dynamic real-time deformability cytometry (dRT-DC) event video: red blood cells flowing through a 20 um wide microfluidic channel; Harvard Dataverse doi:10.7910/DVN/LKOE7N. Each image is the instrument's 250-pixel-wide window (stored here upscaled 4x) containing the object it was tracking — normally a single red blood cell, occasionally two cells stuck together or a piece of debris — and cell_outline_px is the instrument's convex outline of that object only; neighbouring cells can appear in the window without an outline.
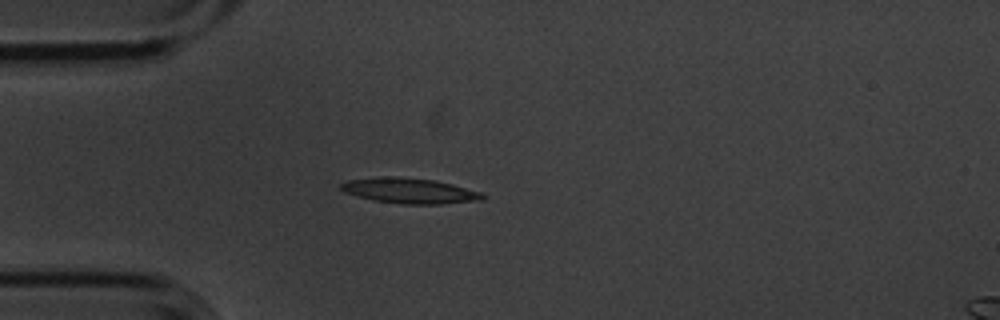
{"species": "common noctule bat (a hibernating species)", "species_latin": "Nyctalus noctula", "temperature_condition": "cold", "stored_images_in_passage": 2, "camera_frame_rate_fps": 3000, "um_per_image_px": 0.085, "animal": {"sex": "male", "body_mass_g": 20.1, "forearm_length_mm": 53.5}, "frame": {"image": 1, "passage_image": 1, "time_ms": 0.0, "image_size_px": [1000, 320], "cell_outline_px": [[488, 196], [484, 200], [440, 204], [400, 204], [372, 200], [344, 192], [340, 188], [340, 184], [348, 180], [384, 176], [396, 176], [436, 180], [484, 192]], "centroid_in_image_um": [34.88, 16.21], "position_along_channel_um": 50.1, "area_um2": 21.27}}